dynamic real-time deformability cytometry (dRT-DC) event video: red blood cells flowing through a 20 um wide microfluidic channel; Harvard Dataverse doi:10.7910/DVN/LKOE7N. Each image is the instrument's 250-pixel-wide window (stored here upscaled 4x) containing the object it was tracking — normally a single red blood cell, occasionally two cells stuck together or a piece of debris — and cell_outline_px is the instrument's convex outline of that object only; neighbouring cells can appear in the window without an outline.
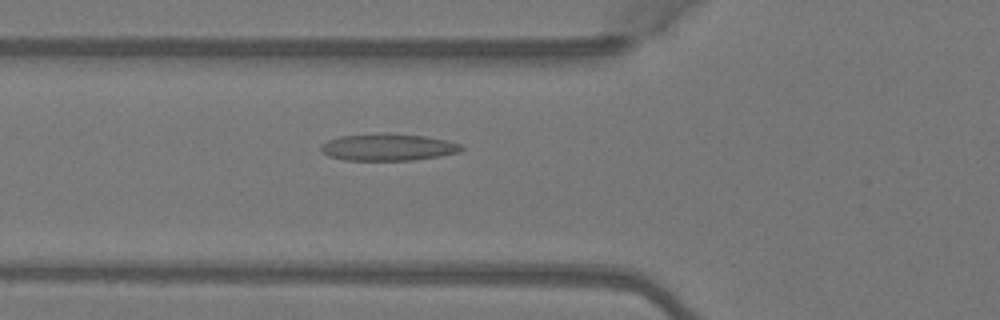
{"species": "Egyptian fruit bat (a non-hibernating species)", "species_latin": "Rousettus aegyptiacus", "temperature_condition": "warm", "stored_images_in_passage": 5, "camera_frame_rate_fps": 3000, "um_per_image_px": 0.085, "animal": {"sex": "female"}, "frame": {"image": 1, "passage_image": 5, "time_ms": 1.333, "image_size_px": [1000, 320], "cell_outline_px": [[464, 148], [460, 152], [412, 160], [344, 160], [328, 156], [320, 148], [320, 144], [328, 140], [340, 136], [424, 136], [444, 140], [460, 144]], "centroid_in_image_um": [32.96, 12.56], "position_along_channel_um": 92.8, "area_um2": 20.81}}